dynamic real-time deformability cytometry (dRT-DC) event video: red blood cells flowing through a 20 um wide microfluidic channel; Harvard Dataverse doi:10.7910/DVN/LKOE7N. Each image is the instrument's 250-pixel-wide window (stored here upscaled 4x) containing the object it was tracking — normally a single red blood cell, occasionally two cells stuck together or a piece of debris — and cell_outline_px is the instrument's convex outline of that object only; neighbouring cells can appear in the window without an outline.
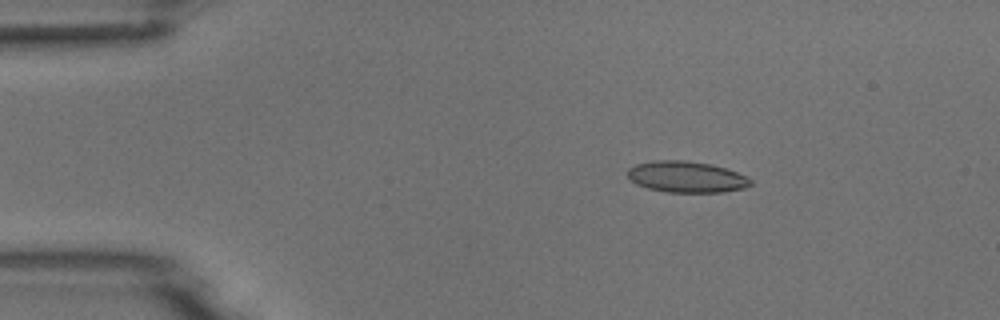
{"species": "common noctule bat (a hibernating species)", "species_latin": "Nyctalus noctula", "temperature_condition": "room temperature", "stored_images_in_passage": 4, "camera_frame_rate_fps": 3000, "um_per_image_px": 0.085, "animal": {"sex": "male", "body_mass_g": 18.8}, "frame": {"image": 1, "passage_image": 2, "time_ms": 1.333, "image_size_px": [1000, 320], "cell_outline_px": [[752, 184], [744, 188], [724, 192], [668, 192], [648, 188], [636, 184], [628, 176], [628, 168], [636, 164], [652, 160], [684, 160], [712, 164], [736, 172], [752, 180]], "centroid_in_image_um": [58.34, 15.03], "position_along_channel_um": 26.7, "area_um2": 22.31}}
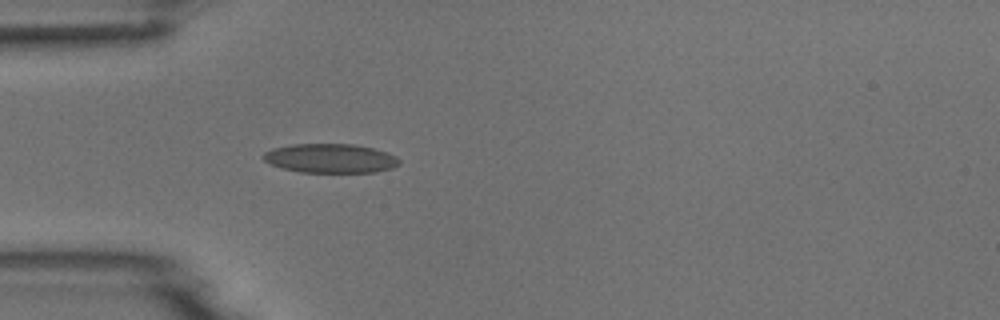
{"frame": {"image": 2, "passage_image": 4, "time_ms": 3.667, "image_size_px": [1000, 320], "cell_outline_px": [[400, 164], [392, 168], [376, 172], [300, 172], [284, 168], [272, 164], [264, 160], [260, 156], [264, 152], [272, 148], [292, 144], [352, 144], [372, 148], [388, 152], [396, 156], [400, 160]], "centroid_in_image_um": [28.09, 13.45], "position_along_channel_um": 56.9, "area_um2": 23.12}}